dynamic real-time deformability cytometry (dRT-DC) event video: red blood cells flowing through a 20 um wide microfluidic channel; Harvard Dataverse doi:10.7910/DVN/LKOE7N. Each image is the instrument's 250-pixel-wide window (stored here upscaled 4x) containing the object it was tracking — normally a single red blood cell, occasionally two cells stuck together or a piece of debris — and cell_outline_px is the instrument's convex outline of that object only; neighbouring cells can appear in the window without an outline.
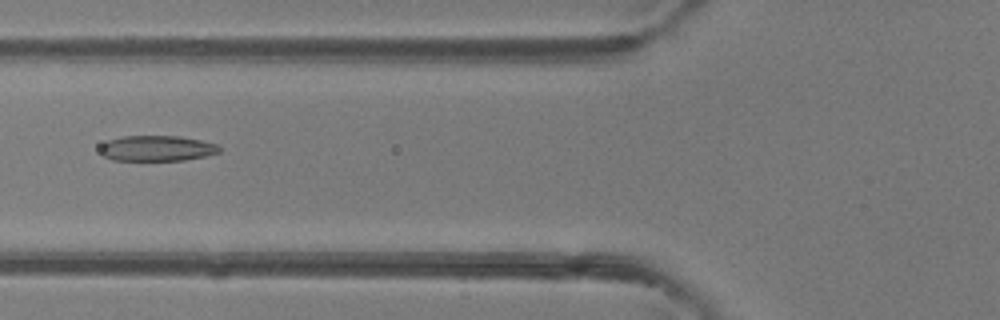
{"species": "common noctule bat (a hibernating species)", "species_latin": "Nyctalus noctula", "temperature_condition": "room temperature", "stored_images_in_passage": 44, "camera_frame_rate_fps": 3000, "um_per_image_px": 0.085, "animal": {"sex": "female"}, "frame": {"image": 1, "passage_image": 15, "time_ms": 4.667, "image_size_px": [1000, 320], "cell_outline_px": [[220, 152], [204, 156], [184, 160], [112, 160], [104, 156], [100, 152], [100, 144], [108, 140], [124, 136], [180, 136], [200, 140], [216, 144], [220, 148]], "centroid_in_image_um": [13.31, 12.6], "position_along_channel_um": 112.5, "area_um2": 17.69}}
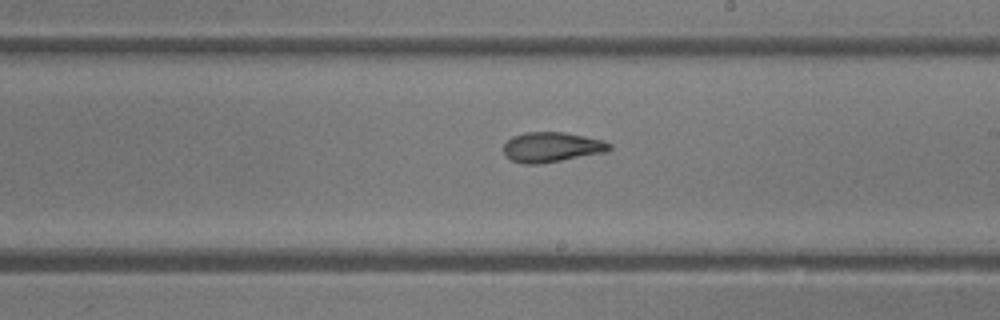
{"frame": {"image": 2, "passage_image": 24, "time_ms": 7.667, "image_size_px": [1000, 320], "cell_outline_px": [[612, 148], [608, 152], [540, 164], [524, 164], [512, 160], [504, 152], [504, 144], [512, 136], [524, 132], [564, 132], [604, 140], [612, 144]], "centroid_in_image_um": [46.94, 12.5], "position_along_channel_um": 242.1, "area_um2": 18.61}}
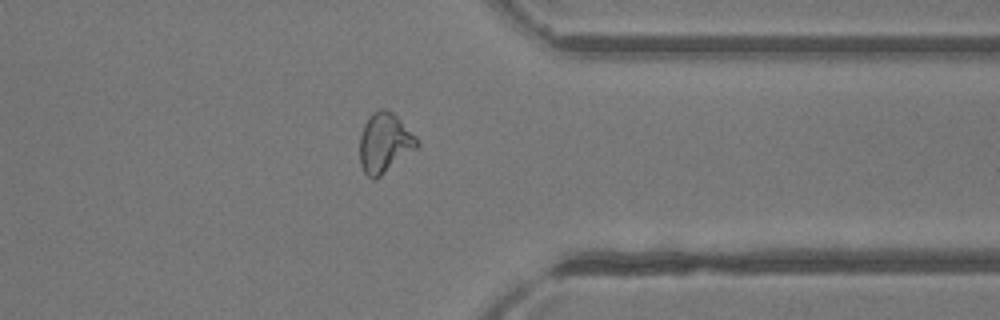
{"frame": {"image": 3, "passage_image": 34, "time_ms": 11.0, "image_size_px": [1000, 320], "cell_outline_px": [[420, 144], [416, 148], [376, 180], [368, 176], [364, 172], [360, 164], [360, 136], [364, 124], [368, 116], [372, 112], [380, 108], [384, 108], [392, 112], [416, 136]], "centroid_in_image_um": [32.67, 12.14], "position_along_channel_um": 378.7, "area_um2": 19.88}, "authors_computed_cell_mechanics": {"area_um2": 19.7387, "velocity_mm_per_s": 4.315, "shape_relaxation_time_tau1_ms": 7.5807, "shape_relaxation_time_tau2_ms": 2.4874, "deformation_change_tau1": 0.2205, "deformation_change_tau2": 0.1036}}